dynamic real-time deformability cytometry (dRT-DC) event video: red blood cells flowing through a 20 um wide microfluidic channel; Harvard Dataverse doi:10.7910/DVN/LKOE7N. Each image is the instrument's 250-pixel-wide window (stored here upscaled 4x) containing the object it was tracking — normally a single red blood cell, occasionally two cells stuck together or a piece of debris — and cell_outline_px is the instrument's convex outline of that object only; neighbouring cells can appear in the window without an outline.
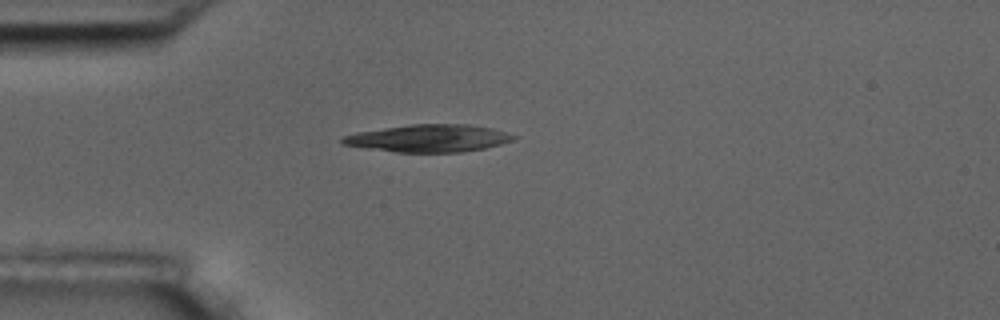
{"species": "common noctule bat (a hibernating species)", "species_latin": "Nyctalus noctula", "temperature_condition": "room temperature", "stored_images_in_passage": 1, "camera_frame_rate_fps": 3000, "um_per_image_px": 0.085, "animal": {"sex": "male", "body_mass_g": 17.5, "forearm_length_mm": 52.3}, "frame": {"image": 1, "passage_image": 1, "time_ms": 0.0, "image_size_px": [1000, 320], "cell_outline_px": [[516, 136], [512, 140], [500, 144], [484, 148], [460, 152], [396, 152], [340, 144], [340, 136], [356, 132], [408, 124], [468, 124], [492, 128], [508, 132]], "centroid_in_image_um": [36.39, 11.74], "position_along_channel_um": 48.6, "area_um2": 27.4}}